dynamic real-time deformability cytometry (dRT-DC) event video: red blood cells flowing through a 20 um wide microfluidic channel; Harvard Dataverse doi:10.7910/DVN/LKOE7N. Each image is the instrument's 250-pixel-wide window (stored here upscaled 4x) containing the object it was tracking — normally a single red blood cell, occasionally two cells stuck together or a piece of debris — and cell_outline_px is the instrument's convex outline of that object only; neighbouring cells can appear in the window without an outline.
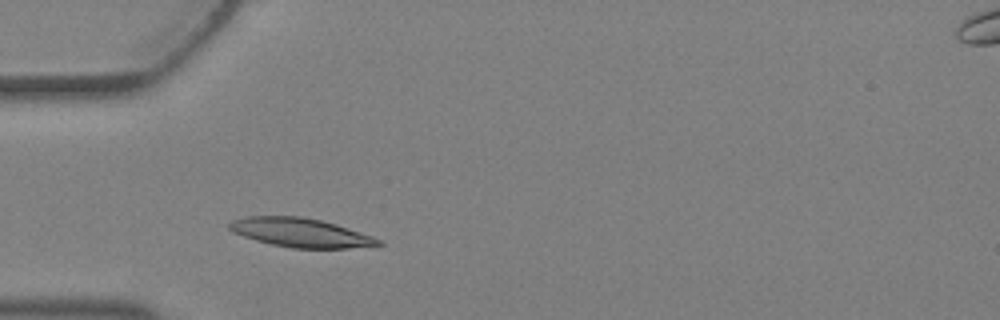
{"species": "Egyptian fruit bat (a non-hibernating species)", "species_latin": "Rousettus aegyptiacus", "temperature_condition": "warm", "stored_images_in_passage": 3, "camera_frame_rate_fps": 3000, "um_per_image_px": 0.085, "animal": {"sex": "female"}, "frame": {"image": 1, "passage_image": 2, "time_ms": 0.333, "image_size_px": [1000, 320], "cell_outline_px": [[384, 244], [376, 248], [292, 248], [272, 244], [256, 240], [232, 232], [228, 228], [228, 224], [232, 220], [248, 216], [300, 216], [320, 220], [336, 224], [372, 236], [380, 240]], "centroid_in_image_um": [25.61, 19.79], "position_along_channel_um": 59.4, "area_um2": 25.32}}